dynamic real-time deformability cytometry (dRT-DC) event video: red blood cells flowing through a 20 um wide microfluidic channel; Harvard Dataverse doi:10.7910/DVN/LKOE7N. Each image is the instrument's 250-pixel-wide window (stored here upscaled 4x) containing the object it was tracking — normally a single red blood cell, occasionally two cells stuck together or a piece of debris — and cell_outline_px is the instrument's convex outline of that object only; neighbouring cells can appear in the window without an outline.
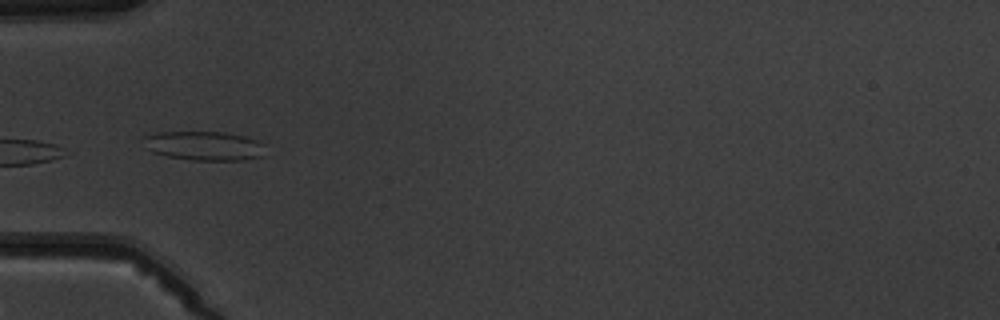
{"species": "common noctule bat (a hibernating species)", "species_latin": "Nyctalus noctula", "temperature_condition": "warm", "stored_images_in_passage": 8, "camera_frame_rate_fps": 3000, "um_per_image_px": 0.085, "animal": {"sex": "male", "body_mass_g": 19.5, "forearm_length_mm": 54.6}, "frame": {"image": 1, "passage_image": 4, "time_ms": 4.333, "image_size_px": [1000, 320], "cell_outline_px": [[264, 156], [244, 160], [192, 160], [168, 156], [152, 152], [144, 148], [144, 136], [156, 132], [224, 132], [244, 136], [256, 140], [260, 144]], "centroid_in_image_um": [17.29, 12.39], "position_along_channel_um": 67.7, "area_um2": 20.58}}
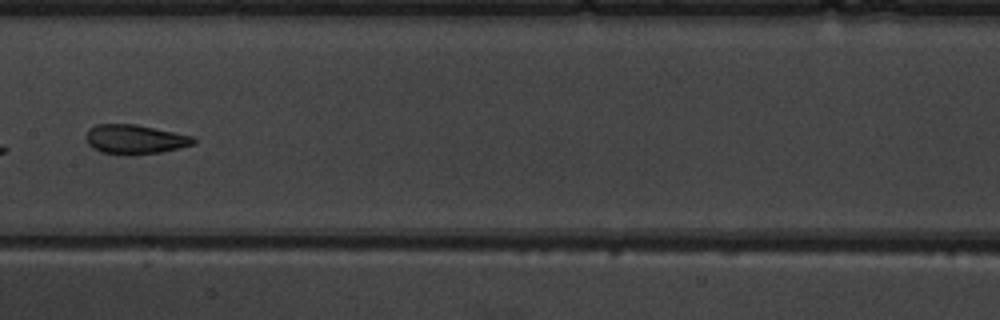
{"frame": {"image": 2, "passage_image": 7, "time_ms": 7.667, "image_size_px": [1000, 320], "cell_outline_px": [[196, 144], [160, 152], [128, 156], [124, 156], [100, 152], [92, 148], [88, 144], [84, 136], [88, 128], [96, 124], [136, 124], [192, 136], [196, 140]], "centroid_in_image_um": [11.41, 11.85], "position_along_channel_um": 196.0, "area_um2": 18.73}}
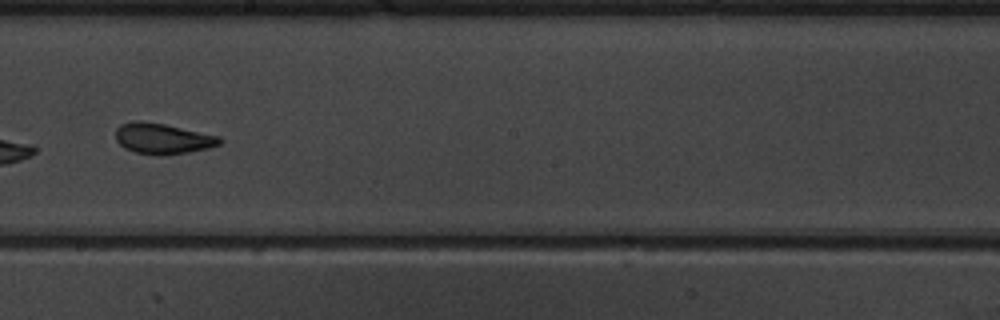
{"frame": {"image": 3, "passage_image": 8, "time_ms": 8.667, "image_size_px": [1000, 320], "cell_outline_px": [[224, 140], [220, 144], [208, 148], [188, 152], [164, 156], [156, 156], [136, 152], [124, 148], [116, 140], [116, 128], [120, 124], [132, 120], [140, 120], [164, 124], [220, 136]], "centroid_in_image_um": [13.81, 11.78], "position_along_channel_um": 234.4, "area_um2": 18.84}}